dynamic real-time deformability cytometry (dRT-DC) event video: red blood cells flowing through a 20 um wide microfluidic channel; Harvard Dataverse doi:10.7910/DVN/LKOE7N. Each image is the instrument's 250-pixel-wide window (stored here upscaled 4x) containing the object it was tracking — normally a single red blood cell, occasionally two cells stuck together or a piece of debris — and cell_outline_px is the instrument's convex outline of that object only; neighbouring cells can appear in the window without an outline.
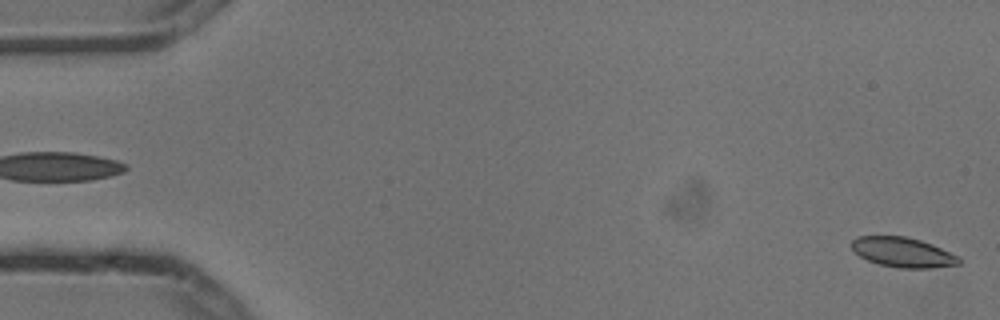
{"species": "common noctule bat (a hibernating species)", "species_latin": "Nyctalus noctula", "temperature_condition": "cold", "stored_images_in_passage": 6, "segment_of_instrument_passage": [2, 2], "camera_frame_rate_fps": 3000, "um_per_image_px": 0.085, "animal": {"sex": "male", "body_mass_g": 13.3}, "frame": {"image": 1, "passage_image": 6, "time_ms": 1.667, "image_size_px": [1000, 320], "cell_outline_px": [[964, 260], [960, 264], [928, 268], [900, 268], [880, 264], [868, 260], [860, 256], [852, 248], [852, 240], [856, 236], [908, 236], [932, 244], [960, 256]], "centroid_in_image_um": [76.79, 21.44], "position_along_channel_um": 8.2, "area_um2": 18.73}}